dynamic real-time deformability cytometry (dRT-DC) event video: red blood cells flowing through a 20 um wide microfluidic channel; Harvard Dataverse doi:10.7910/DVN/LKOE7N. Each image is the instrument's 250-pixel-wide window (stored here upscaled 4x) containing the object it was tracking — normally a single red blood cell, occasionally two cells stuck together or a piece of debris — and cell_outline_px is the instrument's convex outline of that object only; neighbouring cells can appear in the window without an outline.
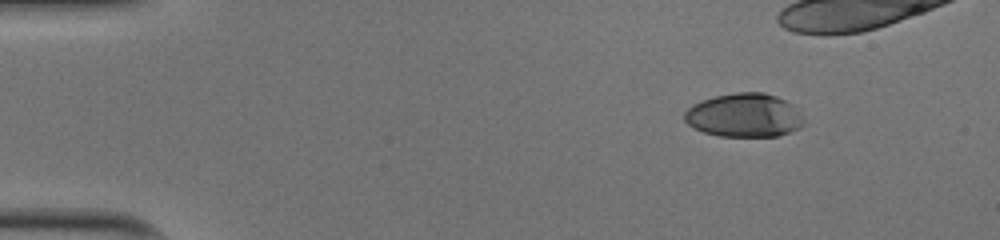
{"species": "human", "species_latin": "Homo sapiens", "temperature_condition": "cold", "stored_images_in_passage": 36, "camera_frame_rate_fps": 3000, "um_per_image_px": 0.085, "donor": {"sex": "male"}, "frame": {"image": 1, "passage_image": 1, "time_ms": 0.0, "image_size_px": [1000, 240], "cell_outline_px": [[804, 124], [800, 128], [776, 136], [720, 136], [704, 132], [688, 124], [684, 120], [684, 112], [692, 104], [716, 96], [736, 92], [764, 92], [776, 96], [792, 104]], "centroid_in_image_um": [63.23, 9.8], "position_along_channel_um": 21.8, "area_um2": 30.0}}
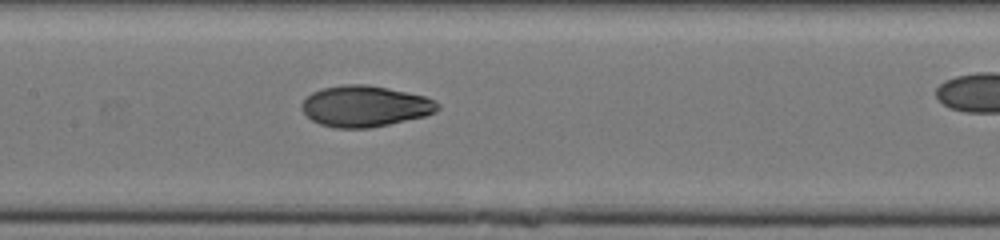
{"frame": {"image": 2, "passage_image": 20, "time_ms": 6.333, "image_size_px": [1000, 240], "cell_outline_px": [[440, 108], [436, 112], [424, 116], [388, 124], [368, 128], [336, 128], [320, 124], [312, 120], [300, 108], [300, 104], [312, 92], [320, 88], [344, 84], [368, 84], [388, 88], [424, 96], [440, 104]], "centroid_in_image_um": [31.0, 9.02], "position_along_channel_um": 176.4, "area_um2": 32.48}}
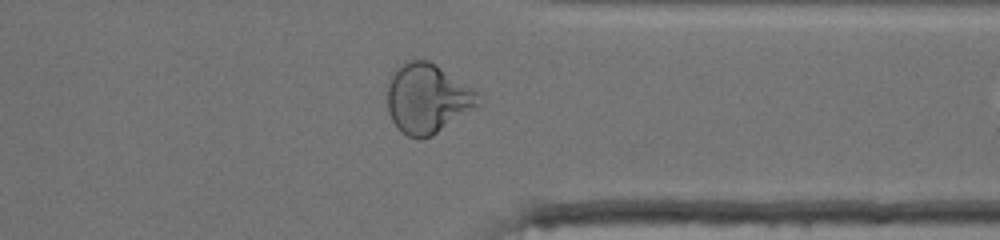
{"frame": {"image": 3, "passage_image": 35, "time_ms": 11.333, "image_size_px": [1000, 240], "cell_outline_px": [[480, 104], [432, 136], [416, 140], [400, 132], [396, 128], [388, 112], [388, 84], [396, 68], [408, 60], [428, 60], [436, 64], [480, 92]], "centroid_in_image_um": [36.34, 8.38], "position_along_channel_um": 375.1, "area_um2": 36.99}}